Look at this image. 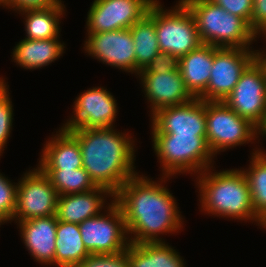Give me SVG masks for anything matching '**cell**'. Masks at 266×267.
Segmentation results:
<instances>
[{
    "instance_id": "obj_13",
    "label": "cell",
    "mask_w": 266,
    "mask_h": 267,
    "mask_svg": "<svg viewBox=\"0 0 266 267\" xmlns=\"http://www.w3.org/2000/svg\"><path fill=\"white\" fill-rule=\"evenodd\" d=\"M156 0H94L87 12V33L129 29Z\"/></svg>"
},
{
    "instance_id": "obj_34",
    "label": "cell",
    "mask_w": 266,
    "mask_h": 267,
    "mask_svg": "<svg viewBox=\"0 0 266 267\" xmlns=\"http://www.w3.org/2000/svg\"><path fill=\"white\" fill-rule=\"evenodd\" d=\"M62 3V0H7L6 9L18 13L24 9L48 8Z\"/></svg>"
},
{
    "instance_id": "obj_1",
    "label": "cell",
    "mask_w": 266,
    "mask_h": 267,
    "mask_svg": "<svg viewBox=\"0 0 266 267\" xmlns=\"http://www.w3.org/2000/svg\"><path fill=\"white\" fill-rule=\"evenodd\" d=\"M171 178L162 176L160 181H153L138 173L114 195L123 211L129 243L165 242L160 235L182 230L185 218L178 210L175 196L164 186Z\"/></svg>"
},
{
    "instance_id": "obj_37",
    "label": "cell",
    "mask_w": 266,
    "mask_h": 267,
    "mask_svg": "<svg viewBox=\"0 0 266 267\" xmlns=\"http://www.w3.org/2000/svg\"><path fill=\"white\" fill-rule=\"evenodd\" d=\"M7 0H0V7L3 6V8H6Z\"/></svg>"
},
{
    "instance_id": "obj_19",
    "label": "cell",
    "mask_w": 266,
    "mask_h": 267,
    "mask_svg": "<svg viewBox=\"0 0 266 267\" xmlns=\"http://www.w3.org/2000/svg\"><path fill=\"white\" fill-rule=\"evenodd\" d=\"M43 147L37 165L41 170H75L83 167L79 143L64 128H59L56 134L49 137Z\"/></svg>"
},
{
    "instance_id": "obj_6",
    "label": "cell",
    "mask_w": 266,
    "mask_h": 267,
    "mask_svg": "<svg viewBox=\"0 0 266 267\" xmlns=\"http://www.w3.org/2000/svg\"><path fill=\"white\" fill-rule=\"evenodd\" d=\"M161 4L160 0L154 2V24L160 52L181 58L203 44L192 12L181 0L171 9Z\"/></svg>"
},
{
    "instance_id": "obj_29",
    "label": "cell",
    "mask_w": 266,
    "mask_h": 267,
    "mask_svg": "<svg viewBox=\"0 0 266 267\" xmlns=\"http://www.w3.org/2000/svg\"><path fill=\"white\" fill-rule=\"evenodd\" d=\"M17 196V182H11L8 177L0 172V220L5 223H11L15 208Z\"/></svg>"
},
{
    "instance_id": "obj_27",
    "label": "cell",
    "mask_w": 266,
    "mask_h": 267,
    "mask_svg": "<svg viewBox=\"0 0 266 267\" xmlns=\"http://www.w3.org/2000/svg\"><path fill=\"white\" fill-rule=\"evenodd\" d=\"M42 171L48 176L58 195L84 193L97 187L83 167L75 170Z\"/></svg>"
},
{
    "instance_id": "obj_33",
    "label": "cell",
    "mask_w": 266,
    "mask_h": 267,
    "mask_svg": "<svg viewBox=\"0 0 266 267\" xmlns=\"http://www.w3.org/2000/svg\"><path fill=\"white\" fill-rule=\"evenodd\" d=\"M250 28L259 36L266 34V0H253Z\"/></svg>"
},
{
    "instance_id": "obj_3",
    "label": "cell",
    "mask_w": 266,
    "mask_h": 267,
    "mask_svg": "<svg viewBox=\"0 0 266 267\" xmlns=\"http://www.w3.org/2000/svg\"><path fill=\"white\" fill-rule=\"evenodd\" d=\"M195 183L201 212L228 220L255 221L257 226L266 229L253 209L248 181L241 168L215 172L211 166L197 175Z\"/></svg>"
},
{
    "instance_id": "obj_24",
    "label": "cell",
    "mask_w": 266,
    "mask_h": 267,
    "mask_svg": "<svg viewBox=\"0 0 266 267\" xmlns=\"http://www.w3.org/2000/svg\"><path fill=\"white\" fill-rule=\"evenodd\" d=\"M55 243L54 265L56 267H76L90 255L82 241L78 224L57 220Z\"/></svg>"
},
{
    "instance_id": "obj_26",
    "label": "cell",
    "mask_w": 266,
    "mask_h": 267,
    "mask_svg": "<svg viewBox=\"0 0 266 267\" xmlns=\"http://www.w3.org/2000/svg\"><path fill=\"white\" fill-rule=\"evenodd\" d=\"M263 150L253 148L248 168L241 170L248 181L253 209L266 224V152Z\"/></svg>"
},
{
    "instance_id": "obj_22",
    "label": "cell",
    "mask_w": 266,
    "mask_h": 267,
    "mask_svg": "<svg viewBox=\"0 0 266 267\" xmlns=\"http://www.w3.org/2000/svg\"><path fill=\"white\" fill-rule=\"evenodd\" d=\"M64 2L48 8L24 9L17 14L24 17L25 38L29 40H45L60 38V19L66 15Z\"/></svg>"
},
{
    "instance_id": "obj_7",
    "label": "cell",
    "mask_w": 266,
    "mask_h": 267,
    "mask_svg": "<svg viewBox=\"0 0 266 267\" xmlns=\"http://www.w3.org/2000/svg\"><path fill=\"white\" fill-rule=\"evenodd\" d=\"M206 141L213 155L236 146L255 143L259 129L222 101H205Z\"/></svg>"
},
{
    "instance_id": "obj_15",
    "label": "cell",
    "mask_w": 266,
    "mask_h": 267,
    "mask_svg": "<svg viewBox=\"0 0 266 267\" xmlns=\"http://www.w3.org/2000/svg\"><path fill=\"white\" fill-rule=\"evenodd\" d=\"M149 116L151 133L206 135L205 101L200 98L182 105L161 108Z\"/></svg>"
},
{
    "instance_id": "obj_11",
    "label": "cell",
    "mask_w": 266,
    "mask_h": 267,
    "mask_svg": "<svg viewBox=\"0 0 266 267\" xmlns=\"http://www.w3.org/2000/svg\"><path fill=\"white\" fill-rule=\"evenodd\" d=\"M256 59V49L213 46V64L203 101H224L245 69Z\"/></svg>"
},
{
    "instance_id": "obj_9",
    "label": "cell",
    "mask_w": 266,
    "mask_h": 267,
    "mask_svg": "<svg viewBox=\"0 0 266 267\" xmlns=\"http://www.w3.org/2000/svg\"><path fill=\"white\" fill-rule=\"evenodd\" d=\"M223 102L258 129L262 126L266 119V70L257 59L241 74Z\"/></svg>"
},
{
    "instance_id": "obj_23",
    "label": "cell",
    "mask_w": 266,
    "mask_h": 267,
    "mask_svg": "<svg viewBox=\"0 0 266 267\" xmlns=\"http://www.w3.org/2000/svg\"><path fill=\"white\" fill-rule=\"evenodd\" d=\"M166 242L129 243L130 267H185L180 253Z\"/></svg>"
},
{
    "instance_id": "obj_36",
    "label": "cell",
    "mask_w": 266,
    "mask_h": 267,
    "mask_svg": "<svg viewBox=\"0 0 266 267\" xmlns=\"http://www.w3.org/2000/svg\"><path fill=\"white\" fill-rule=\"evenodd\" d=\"M266 137V119L264 121V123L262 124V126L259 128V137Z\"/></svg>"
},
{
    "instance_id": "obj_32",
    "label": "cell",
    "mask_w": 266,
    "mask_h": 267,
    "mask_svg": "<svg viewBox=\"0 0 266 267\" xmlns=\"http://www.w3.org/2000/svg\"><path fill=\"white\" fill-rule=\"evenodd\" d=\"M227 12L243 18L250 26L253 0H211Z\"/></svg>"
},
{
    "instance_id": "obj_12",
    "label": "cell",
    "mask_w": 266,
    "mask_h": 267,
    "mask_svg": "<svg viewBox=\"0 0 266 267\" xmlns=\"http://www.w3.org/2000/svg\"><path fill=\"white\" fill-rule=\"evenodd\" d=\"M73 102L72 116L61 128L88 129L115 127L118 104L114 95L102 86L80 93ZM114 124V125H113Z\"/></svg>"
},
{
    "instance_id": "obj_31",
    "label": "cell",
    "mask_w": 266,
    "mask_h": 267,
    "mask_svg": "<svg viewBox=\"0 0 266 267\" xmlns=\"http://www.w3.org/2000/svg\"><path fill=\"white\" fill-rule=\"evenodd\" d=\"M179 70V58L170 53L160 52L139 73H167Z\"/></svg>"
},
{
    "instance_id": "obj_5",
    "label": "cell",
    "mask_w": 266,
    "mask_h": 267,
    "mask_svg": "<svg viewBox=\"0 0 266 267\" xmlns=\"http://www.w3.org/2000/svg\"><path fill=\"white\" fill-rule=\"evenodd\" d=\"M150 135L162 176L176 177L175 175L185 173L197 176L214 165L213 159L217 156L209 149L206 135Z\"/></svg>"
},
{
    "instance_id": "obj_35",
    "label": "cell",
    "mask_w": 266,
    "mask_h": 267,
    "mask_svg": "<svg viewBox=\"0 0 266 267\" xmlns=\"http://www.w3.org/2000/svg\"><path fill=\"white\" fill-rule=\"evenodd\" d=\"M260 37H265L264 39H266V34H263L262 36L260 35ZM256 59L265 67L266 70V49L256 50Z\"/></svg>"
},
{
    "instance_id": "obj_21",
    "label": "cell",
    "mask_w": 266,
    "mask_h": 267,
    "mask_svg": "<svg viewBox=\"0 0 266 267\" xmlns=\"http://www.w3.org/2000/svg\"><path fill=\"white\" fill-rule=\"evenodd\" d=\"M12 49V60L24 69H40L63 56L65 43L60 38L45 40L21 39Z\"/></svg>"
},
{
    "instance_id": "obj_30",
    "label": "cell",
    "mask_w": 266,
    "mask_h": 267,
    "mask_svg": "<svg viewBox=\"0 0 266 267\" xmlns=\"http://www.w3.org/2000/svg\"><path fill=\"white\" fill-rule=\"evenodd\" d=\"M76 267H130L129 250L114 254H90Z\"/></svg>"
},
{
    "instance_id": "obj_28",
    "label": "cell",
    "mask_w": 266,
    "mask_h": 267,
    "mask_svg": "<svg viewBox=\"0 0 266 267\" xmlns=\"http://www.w3.org/2000/svg\"><path fill=\"white\" fill-rule=\"evenodd\" d=\"M0 77V156L4 153L7 141L11 136L13 123V104L10 98L9 85Z\"/></svg>"
},
{
    "instance_id": "obj_8",
    "label": "cell",
    "mask_w": 266,
    "mask_h": 267,
    "mask_svg": "<svg viewBox=\"0 0 266 267\" xmlns=\"http://www.w3.org/2000/svg\"><path fill=\"white\" fill-rule=\"evenodd\" d=\"M104 211L79 224L82 241L90 254H114L129 245L121 207L113 200Z\"/></svg>"
},
{
    "instance_id": "obj_17",
    "label": "cell",
    "mask_w": 266,
    "mask_h": 267,
    "mask_svg": "<svg viewBox=\"0 0 266 267\" xmlns=\"http://www.w3.org/2000/svg\"><path fill=\"white\" fill-rule=\"evenodd\" d=\"M19 234L34 261L54 266L56 251V215L18 221Z\"/></svg>"
},
{
    "instance_id": "obj_10",
    "label": "cell",
    "mask_w": 266,
    "mask_h": 267,
    "mask_svg": "<svg viewBox=\"0 0 266 267\" xmlns=\"http://www.w3.org/2000/svg\"><path fill=\"white\" fill-rule=\"evenodd\" d=\"M19 179L12 219L14 223L56 215L59 195L48 176L38 166L23 173Z\"/></svg>"
},
{
    "instance_id": "obj_14",
    "label": "cell",
    "mask_w": 266,
    "mask_h": 267,
    "mask_svg": "<svg viewBox=\"0 0 266 267\" xmlns=\"http://www.w3.org/2000/svg\"><path fill=\"white\" fill-rule=\"evenodd\" d=\"M84 51L99 62L135 74L134 42L130 29L86 33Z\"/></svg>"
},
{
    "instance_id": "obj_20",
    "label": "cell",
    "mask_w": 266,
    "mask_h": 267,
    "mask_svg": "<svg viewBox=\"0 0 266 267\" xmlns=\"http://www.w3.org/2000/svg\"><path fill=\"white\" fill-rule=\"evenodd\" d=\"M213 64V46L201 44L179 58V70L187 90L199 98L207 89Z\"/></svg>"
},
{
    "instance_id": "obj_16",
    "label": "cell",
    "mask_w": 266,
    "mask_h": 267,
    "mask_svg": "<svg viewBox=\"0 0 266 267\" xmlns=\"http://www.w3.org/2000/svg\"><path fill=\"white\" fill-rule=\"evenodd\" d=\"M142 92L146 97L150 114L161 108L178 106L190 102L194 97L189 93L180 70L161 73H138Z\"/></svg>"
},
{
    "instance_id": "obj_18",
    "label": "cell",
    "mask_w": 266,
    "mask_h": 267,
    "mask_svg": "<svg viewBox=\"0 0 266 267\" xmlns=\"http://www.w3.org/2000/svg\"><path fill=\"white\" fill-rule=\"evenodd\" d=\"M106 197H110V203L107 201ZM113 200V193L105 187L98 186L84 193L59 195L56 217L58 221L79 225L84 220L99 215L103 209H107L108 205L111 204Z\"/></svg>"
},
{
    "instance_id": "obj_25",
    "label": "cell",
    "mask_w": 266,
    "mask_h": 267,
    "mask_svg": "<svg viewBox=\"0 0 266 267\" xmlns=\"http://www.w3.org/2000/svg\"><path fill=\"white\" fill-rule=\"evenodd\" d=\"M129 29L134 42L135 75L137 76L160 53L154 24V3L149 7L147 14Z\"/></svg>"
},
{
    "instance_id": "obj_2",
    "label": "cell",
    "mask_w": 266,
    "mask_h": 267,
    "mask_svg": "<svg viewBox=\"0 0 266 267\" xmlns=\"http://www.w3.org/2000/svg\"><path fill=\"white\" fill-rule=\"evenodd\" d=\"M79 143L83 168L98 187L114 195L139 172L135 171L136 146L132 134L112 128L65 129Z\"/></svg>"
},
{
    "instance_id": "obj_4",
    "label": "cell",
    "mask_w": 266,
    "mask_h": 267,
    "mask_svg": "<svg viewBox=\"0 0 266 267\" xmlns=\"http://www.w3.org/2000/svg\"><path fill=\"white\" fill-rule=\"evenodd\" d=\"M192 12L202 43L218 48H252L258 36L241 17L211 0H181Z\"/></svg>"
}]
</instances>
